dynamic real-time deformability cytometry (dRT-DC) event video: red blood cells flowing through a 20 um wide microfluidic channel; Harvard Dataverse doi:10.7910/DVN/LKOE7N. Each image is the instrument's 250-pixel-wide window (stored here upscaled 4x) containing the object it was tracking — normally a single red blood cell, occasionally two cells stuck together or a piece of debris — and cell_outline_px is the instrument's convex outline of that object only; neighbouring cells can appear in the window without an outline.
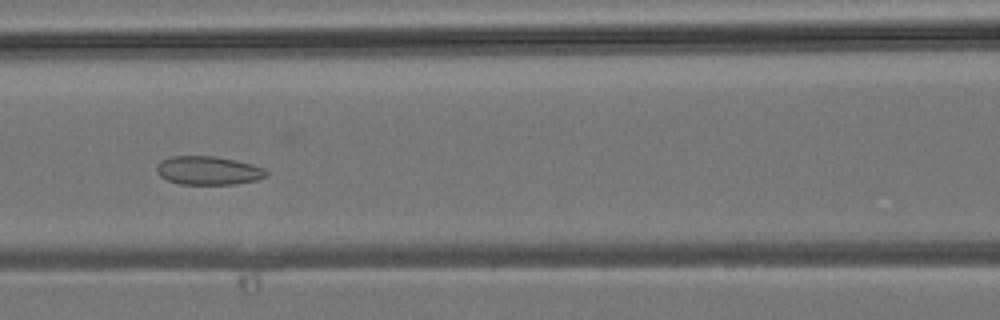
{"species": "common noctule bat (a hibernating species)", "species_latin": "Nyctalus noctula", "temperature_condition": "room temperature", "stored_images_in_passage": 44, "camera_frame_rate_fps": 3000, "um_per_image_px": 0.085, "animal": {"sex": "male", "body_mass_g": 19.2, "forearm_length_mm": 51.8}, "frame": {"image": 1, "passage_image": 19, "time_ms": 6.0, "image_size_px": [1000, 320], "cell_outline_px": [[268, 176], [256, 180], [236, 184], [180, 184], [168, 180], [160, 176], [156, 172], [156, 168], [160, 160], [172, 156], [212, 156], [252, 164], [264, 168], [268, 172]], "centroid_in_image_um": [17.69, 14.5], "position_along_channel_um": 148.9, "area_um2": 18.21}}
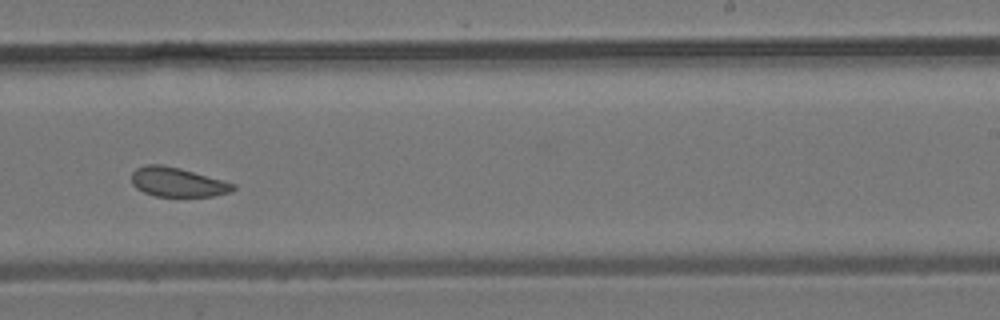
{"frame": {"image": 2, "passage_image": 27, "time_ms": 8.667, "image_size_px": [1000, 320], "cell_outline_px": [[236, 188], [232, 192], [212, 196], [156, 196], [144, 192], [136, 188], [132, 184], [132, 172], [136, 168], [148, 164], [160, 164], [180, 168], [224, 180], [236, 184]], "centroid_in_image_um": [15.11, 15.48], "position_along_channel_um": 273.9, "area_um2": 17.4}}
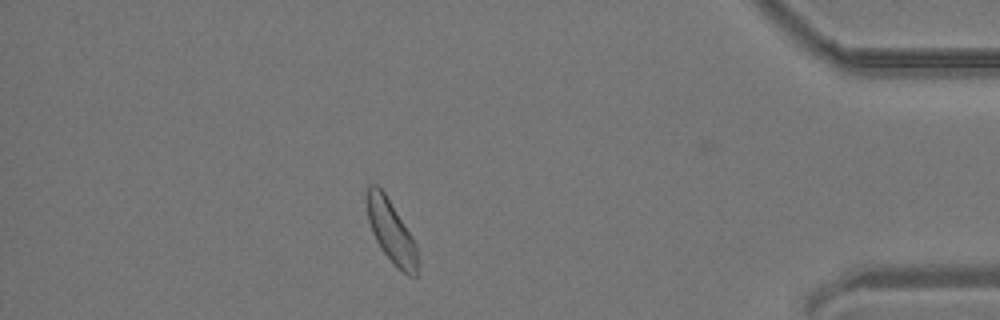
{"frame": {"image": 3, "passage_image": 38, "time_ms": 12.333, "image_size_px": [1000, 320], "cell_outline_px": [[416, 276], [408, 276], [396, 268], [380, 248], [372, 232], [368, 220], [368, 184], [376, 184], [384, 192], [412, 236], [416, 244]], "centroid_in_image_um": [33.24, 19.71], "position_along_channel_um": 402.0, "area_um2": 18.03}}